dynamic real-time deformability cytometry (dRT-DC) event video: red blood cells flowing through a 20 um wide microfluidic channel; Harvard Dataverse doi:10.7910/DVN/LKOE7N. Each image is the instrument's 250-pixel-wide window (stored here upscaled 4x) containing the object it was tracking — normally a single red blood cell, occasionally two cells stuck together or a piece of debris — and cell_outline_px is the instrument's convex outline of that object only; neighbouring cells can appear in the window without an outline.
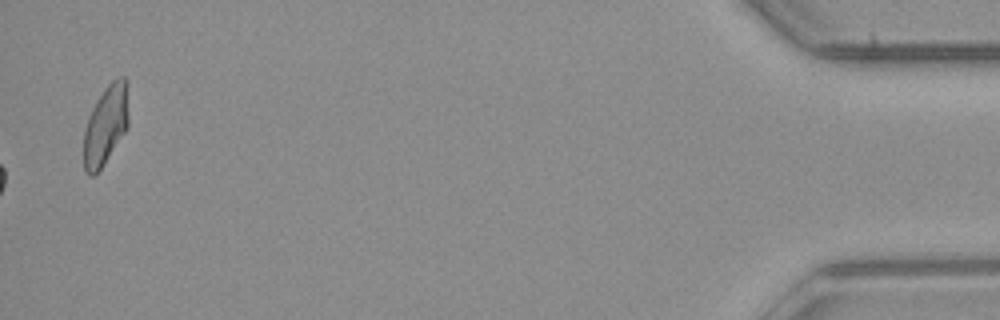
{"species": "common noctule bat (a hibernating species)", "species_latin": "Nyctalus noctula", "temperature_condition": "room temperature", "stored_images_in_passage": 54, "camera_frame_rate_fps": 3000, "um_per_image_px": 0.085, "animal": {"sex": "male", "body_mass_g": 23.1, "forearm_length_mm": 52.7}, "frame": {"image": 1, "passage_image": 54, "time_ms": 17.667, "image_size_px": [1000, 320], "cell_outline_px": [[128, 128], [96, 176], [88, 176], [84, 172], [84, 132], [92, 108], [104, 88], [112, 80], [120, 76], [124, 76], [128, 80]], "centroid_in_image_um": [9.01, 10.63], "position_along_channel_um": 426.2, "area_um2": 21.1}, "authors_computed_cell_mechanics": {"area_um2": 17.1666, "velocity_mm_per_s": 3.9851, "shape_relaxation_time_tau1_ms": null, "shape_relaxation_time_tau2_ms": 3.7619, "deformation_change_tau1": null, "deformation_change_tau2": 0.1183}}